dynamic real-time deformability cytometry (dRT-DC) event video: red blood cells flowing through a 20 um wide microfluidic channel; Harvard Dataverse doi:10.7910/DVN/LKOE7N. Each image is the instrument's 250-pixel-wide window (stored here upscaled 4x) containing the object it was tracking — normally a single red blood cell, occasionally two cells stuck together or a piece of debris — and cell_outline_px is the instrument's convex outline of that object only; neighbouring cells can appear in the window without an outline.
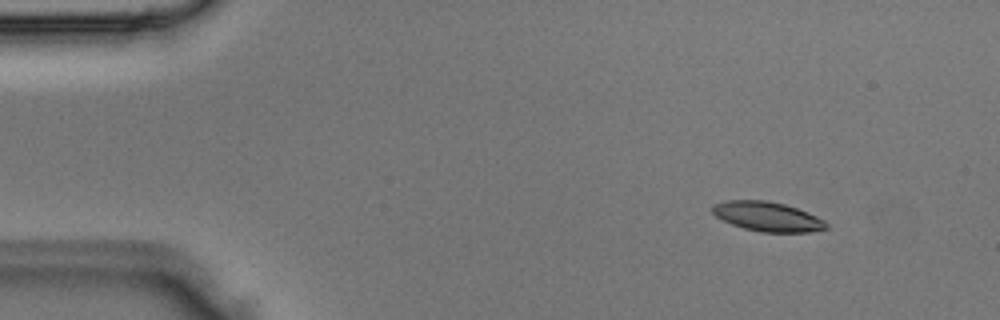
{"species": "Egyptian fruit bat (a non-hibernating species)", "species_latin": "Rousettus aegyptiacus", "temperature_condition": "room temperature", "stored_images_in_passage": 4, "camera_frame_rate_fps": 3000, "um_per_image_px": 0.085, "animal": {"sex": "male"}, "frame": {"image": 1, "passage_image": 2, "time_ms": 0.333, "image_size_px": [1000, 320], "cell_outline_px": [[828, 228], [808, 232], [760, 232], [744, 228], [732, 224], [716, 216], [712, 212], [712, 204], [724, 200], [768, 200], [784, 204], [808, 212], [824, 220], [828, 224]], "centroid_in_image_um": [65.22, 18.4], "position_along_channel_um": 19.8, "area_um2": 19.59}}